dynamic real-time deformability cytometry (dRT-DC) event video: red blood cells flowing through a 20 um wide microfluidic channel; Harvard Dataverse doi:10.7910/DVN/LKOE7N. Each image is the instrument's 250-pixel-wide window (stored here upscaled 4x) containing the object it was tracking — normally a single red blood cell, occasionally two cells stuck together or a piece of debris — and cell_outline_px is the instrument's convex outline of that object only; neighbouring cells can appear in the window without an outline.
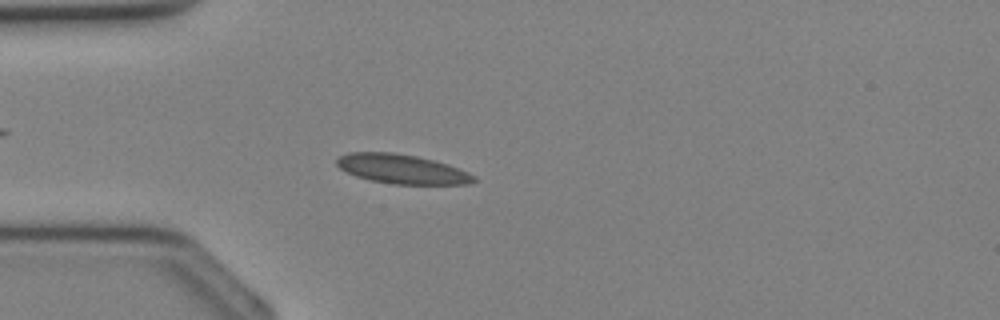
{"species": "Egyptian fruit bat (a non-hibernating species)", "species_latin": "Rousettus aegyptiacus", "temperature_condition": "cold", "stored_images_in_passage": 34, "camera_frame_rate_fps": 3000, "um_per_image_px": 0.085, "animal": {"sex": "female"}, "frame": {"image": 1, "passage_image": 9, "time_ms": 2.667, "image_size_px": [1000, 320], "cell_outline_px": [[476, 180], [468, 184], [392, 184], [372, 180], [356, 176], [340, 168], [336, 164], [336, 160], [340, 156], [348, 152], [392, 152], [416, 156], [448, 164], [468, 172], [476, 176]], "centroid_in_image_um": [34.17, 14.36], "position_along_channel_um": 50.8, "area_um2": 23.29}}
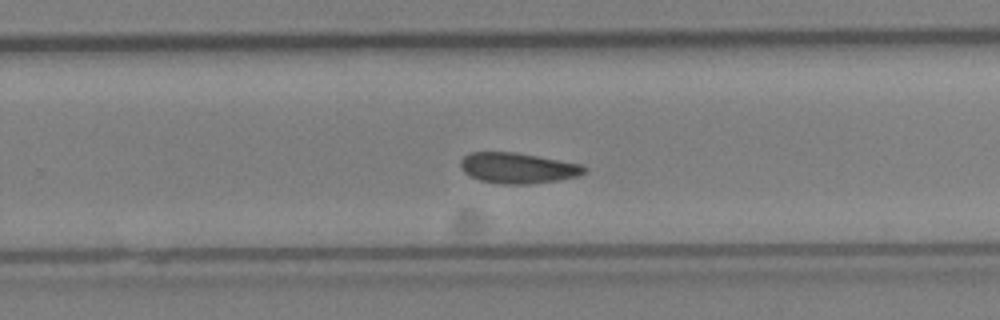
{"frame": {"image": 2, "passage_image": 22, "time_ms": 7.0, "image_size_px": [1000, 320], "cell_outline_px": [[588, 168], [580, 176], [556, 180], [528, 184], [500, 184], [480, 180], [464, 172], [460, 168], [460, 160], [468, 152], [516, 152], [580, 164]], "centroid_in_image_um": [43.99, 14.28], "position_along_channel_um": 285.8, "area_um2": 22.02}}
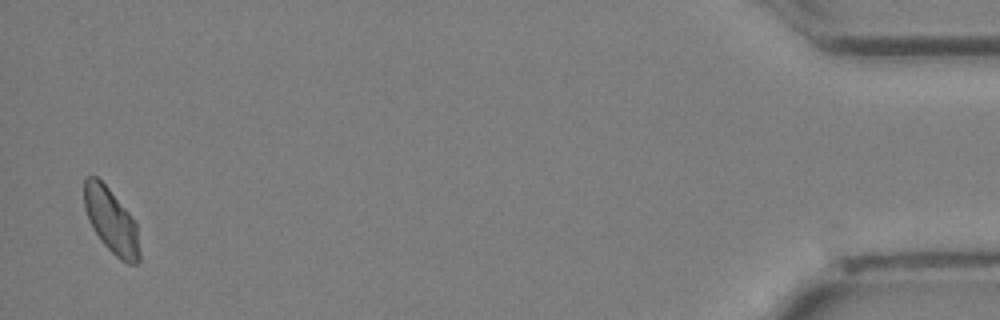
{"frame": {"image": 3, "passage_image": 34, "time_ms": 11.0, "image_size_px": [1000, 320], "cell_outline_px": [[140, 260], [136, 264], [128, 264], [120, 260], [100, 240], [92, 228], [88, 220], [84, 208], [84, 180], [88, 176], [96, 176], [108, 188], [128, 212], [136, 224], [140, 252]], "centroid_in_image_um": [9.44, 18.8], "position_along_channel_um": 425.8, "area_um2": 20.81}}